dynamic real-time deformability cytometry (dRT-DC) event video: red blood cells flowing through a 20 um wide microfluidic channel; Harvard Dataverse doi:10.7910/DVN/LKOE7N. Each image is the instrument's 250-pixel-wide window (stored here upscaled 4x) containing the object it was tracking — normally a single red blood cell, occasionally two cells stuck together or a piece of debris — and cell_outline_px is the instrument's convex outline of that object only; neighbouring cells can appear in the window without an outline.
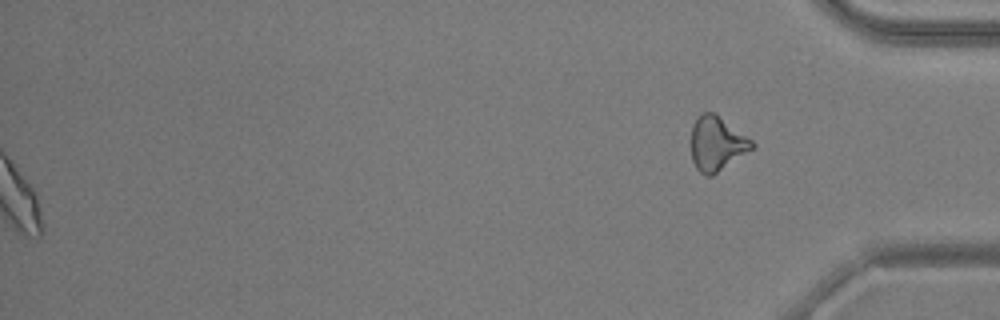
{"species": "common noctule bat (a hibernating species)", "species_latin": "Nyctalus noctula", "temperature_condition": "warm", "stored_images_in_passage": 53, "segment_of_instrument_passage": [2, 2], "camera_frame_rate_fps": 3000, "um_per_image_px": 0.085, "animal": {"sex": "male", "body_mass_g": 20.5, "forearm_length_mm": 52.5}, "frame": {"image": 1, "passage_image": 53, "time_ms": 17.333, "image_size_px": [1000, 320], "cell_outline_px": [[756, 144], [752, 148], [712, 176], [708, 176], [700, 172], [696, 168], [692, 160], [692, 124], [696, 116], [700, 112], [712, 112], [752, 140]], "centroid_in_image_um": [60.89, 12.2], "position_along_channel_um": 374.3, "area_um2": 18.84}}